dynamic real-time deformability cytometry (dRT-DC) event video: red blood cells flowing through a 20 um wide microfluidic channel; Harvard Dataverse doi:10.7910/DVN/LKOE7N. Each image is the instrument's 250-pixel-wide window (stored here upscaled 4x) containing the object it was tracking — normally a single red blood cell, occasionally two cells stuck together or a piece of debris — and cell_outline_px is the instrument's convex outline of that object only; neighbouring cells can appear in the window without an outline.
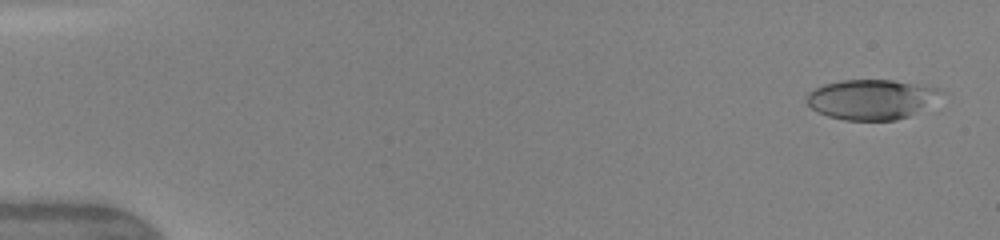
{"species": "human", "species_latin": "Homo sapiens", "temperature_condition": "warm", "stored_images_in_passage": 48, "camera_frame_rate_fps": 3000, "um_per_image_px": 0.085, "donor": {"sex": "female"}, "frame": {"image": 1, "passage_image": 2, "time_ms": 0.333, "image_size_px": [1000, 240], "cell_outline_px": [[944, 92], [908, 116], [896, 120], [844, 120], [828, 116], [812, 108], [804, 100], [808, 92], [824, 84], [844, 80], [892, 80], [940, 88]], "centroid_in_image_um": [73.99, 8.44], "position_along_channel_um": 11.0, "area_um2": 30.69}}
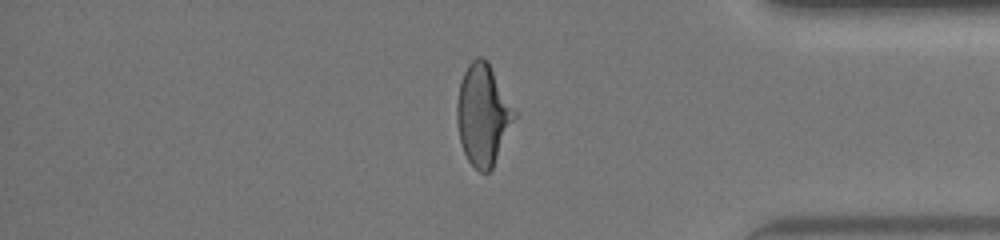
{"frame": {"image": 2, "passage_image": 41, "time_ms": 13.333, "image_size_px": [1000, 240], "cell_outline_px": [[516, 116], [492, 168], [488, 172], [480, 172], [468, 160], [464, 152], [460, 140], [456, 120], [456, 104], [460, 84], [464, 72], [468, 64], [476, 56], [480, 56], [488, 60], [516, 112]], "centroid_in_image_um": [41.04, 9.72], "position_along_channel_um": 394.2, "area_um2": 33.58}}
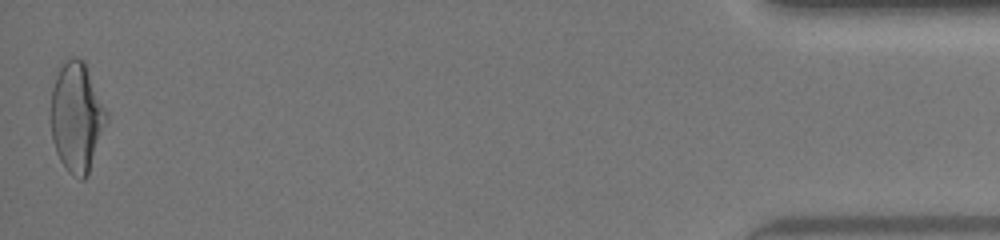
{"frame": {"image": 3, "passage_image": 48, "time_ms": 15.667, "image_size_px": [1000, 240], "cell_outline_px": [[108, 116], [88, 176], [84, 180], [80, 180], [68, 172], [60, 160], [56, 152], [52, 140], [48, 116], [52, 88], [56, 76], [60, 68], [68, 56], [76, 56], [84, 60], [108, 112]], "centroid_in_image_um": [6.49, 9.95], "position_along_channel_um": 428.7, "area_um2": 36.24}, "authors_computed_cell_mechanics": {"area_um2": 32.2524, "velocity_mm_per_s": 4.2148, "shape_relaxation_time_tau1_ms": 5.3341, "shape_relaxation_time_tau2_ms": 1.2253, "deformation_change_tau1": 0.1928, "deformation_change_tau2": 0.0878}}